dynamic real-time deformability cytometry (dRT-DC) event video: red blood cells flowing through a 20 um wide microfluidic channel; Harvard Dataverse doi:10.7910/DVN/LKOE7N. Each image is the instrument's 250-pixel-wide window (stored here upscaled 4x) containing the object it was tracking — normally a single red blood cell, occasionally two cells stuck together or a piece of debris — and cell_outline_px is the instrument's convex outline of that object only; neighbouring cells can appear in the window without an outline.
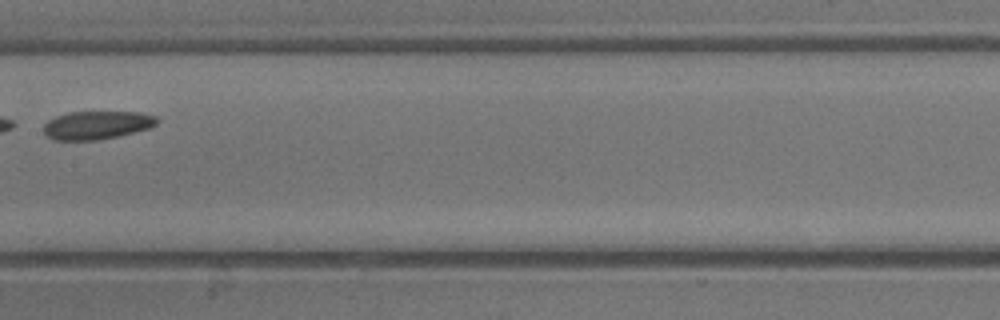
{"species": "common noctule bat (a hibernating species)", "species_latin": "Nyctalus noctula", "temperature_condition": "warm", "stored_images_in_passage": 17, "camera_frame_rate_fps": 3000, "um_per_image_px": 0.085, "animal": {"sex": "male", "body_mass_g": 13.3}, "frame": {"image": 1, "passage_image": 8, "time_ms": 2.333, "image_size_px": [1000, 320], "cell_outline_px": [[160, 120], [156, 124], [148, 128], [116, 136], [96, 140], [52, 140], [44, 136], [44, 124], [48, 120], [56, 116], [68, 112], [140, 112], [156, 116]], "centroid_in_image_um": [8.19, 10.63], "position_along_channel_um": 199.2, "area_um2": 18.67}}